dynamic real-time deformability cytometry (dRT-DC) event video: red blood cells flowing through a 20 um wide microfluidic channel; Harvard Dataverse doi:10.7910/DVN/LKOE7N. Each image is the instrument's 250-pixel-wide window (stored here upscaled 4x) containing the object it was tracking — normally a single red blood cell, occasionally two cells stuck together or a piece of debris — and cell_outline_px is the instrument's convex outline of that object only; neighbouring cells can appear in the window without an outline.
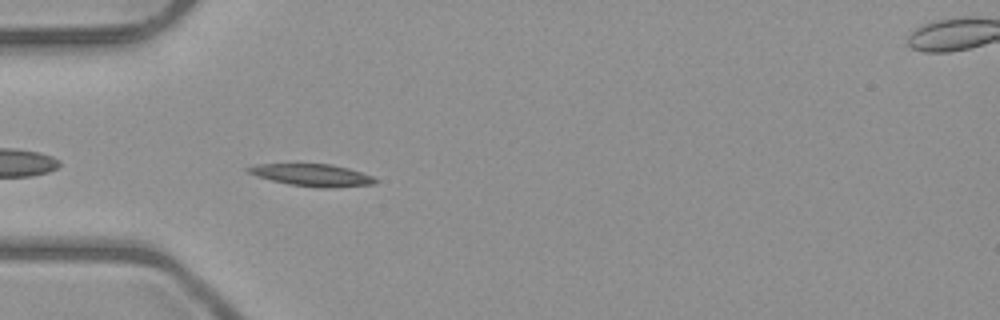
{"species": "common noctule bat (a hibernating species)", "species_latin": "Nyctalus noctula", "temperature_condition": "room temperature", "stored_images_in_passage": 6, "segment_of_instrument_passage": [2, 2], "camera_frame_rate_fps": 3000, "um_per_image_px": 0.085, "animal": {"sex": "male", "body_mass_g": 23.1, "forearm_length_mm": 52.7}, "frame": {"image": 1, "passage_image": 6, "time_ms": 5.333, "image_size_px": [1000, 320], "cell_outline_px": [[376, 184], [332, 188], [316, 188], [288, 184], [256, 176], [248, 172], [244, 168], [256, 164], [332, 164], [348, 168], [372, 176], [376, 180]], "centroid_in_image_um": [26.52, 14.89], "position_along_channel_um": 58.5, "area_um2": 16.47}}